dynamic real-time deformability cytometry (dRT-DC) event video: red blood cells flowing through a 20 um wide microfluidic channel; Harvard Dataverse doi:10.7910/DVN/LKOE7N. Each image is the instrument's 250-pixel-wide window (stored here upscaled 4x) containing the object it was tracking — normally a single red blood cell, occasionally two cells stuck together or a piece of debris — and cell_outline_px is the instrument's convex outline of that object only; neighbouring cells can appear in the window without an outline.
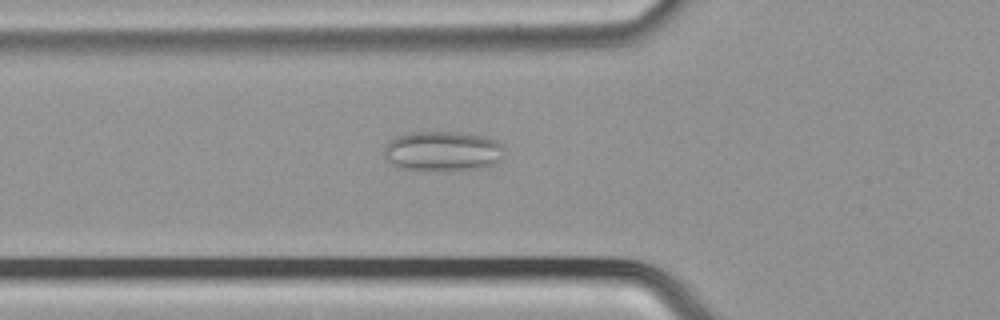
{"species": "common noctule bat (a hibernating species)", "species_latin": "Nyctalus noctula", "temperature_condition": "cold", "stored_images_in_passage": 45, "camera_frame_rate_fps": 3000, "um_per_image_px": 0.085, "animal": {"sex": "male", "body_mass_g": 21.5, "forearm_length_mm": 52.0}, "frame": {"image": 1, "passage_image": 12, "time_ms": 3.667, "image_size_px": [1000, 320], "cell_outline_px": [[504, 148], [500, 160], [492, 164], [480, 168], [444, 172], [436, 172], [400, 168], [392, 164], [384, 156], [384, 144], [388, 140], [396, 136], [408, 132], [460, 132], [484, 136], [496, 140]], "centroid_in_image_um": [37.58, 12.86], "position_along_channel_um": 88.2, "area_um2": 28.61}}
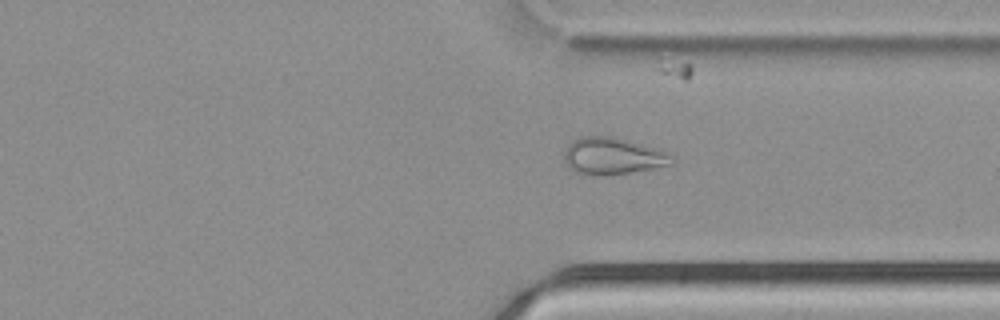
{"frame": {"image": 2, "passage_image": 32, "time_ms": 10.333, "image_size_px": [1000, 320], "cell_outline_px": [[676, 160], [672, 164], [652, 168], [604, 176], [596, 176], [576, 172], [568, 168], [564, 164], [564, 148], [572, 140], [580, 136], [616, 136], [660, 148], [668, 152]], "centroid_in_image_um": [52.07, 13.24], "position_along_channel_um": 359.3, "area_um2": 23.76}}
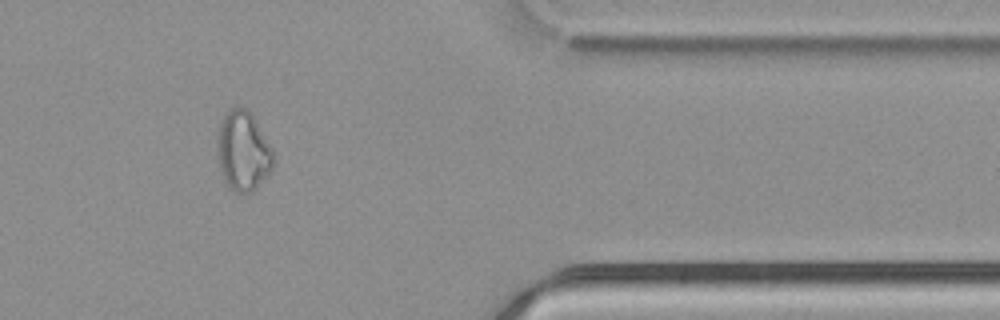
{"frame": {"image": 3, "passage_image": 36, "time_ms": 11.667, "image_size_px": [1000, 320], "cell_outline_px": [[272, 168], [256, 188], [252, 192], [236, 192], [228, 184], [224, 176], [220, 164], [220, 120], [228, 108], [244, 108], [252, 112], [272, 148]], "centroid_in_image_um": [20.71, 12.79], "position_along_channel_um": 390.7, "area_um2": 25.03}}